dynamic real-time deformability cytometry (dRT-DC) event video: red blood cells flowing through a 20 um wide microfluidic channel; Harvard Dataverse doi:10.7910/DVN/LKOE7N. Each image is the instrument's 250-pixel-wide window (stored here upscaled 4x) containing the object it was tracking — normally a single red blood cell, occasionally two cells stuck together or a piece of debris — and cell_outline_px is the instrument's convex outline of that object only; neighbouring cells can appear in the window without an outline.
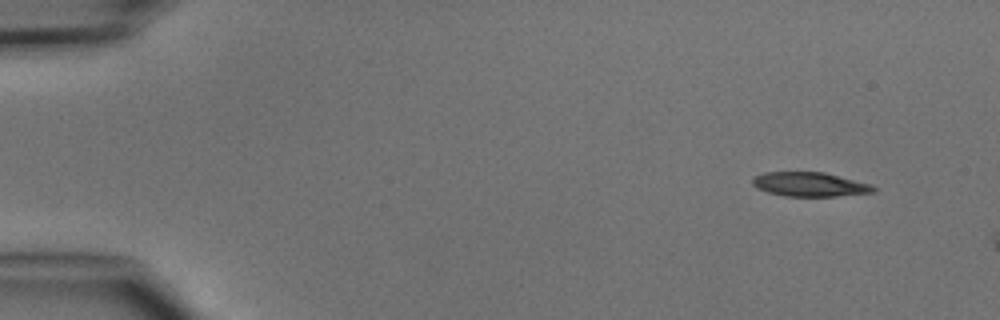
{"species": "common noctule bat (a hibernating species)", "species_latin": "Nyctalus noctula", "temperature_condition": "cold", "stored_images_in_passage": 2, "camera_frame_rate_fps": 3000, "um_per_image_px": 0.085, "animal": {"sex": "male", "body_mass_g": 15.6}, "frame": {"image": 1, "passage_image": 1, "time_ms": 0.0, "image_size_px": [1000, 320], "cell_outline_px": [[876, 192], [836, 196], [784, 196], [768, 192], [756, 188], [752, 184], [752, 176], [764, 172], [824, 172], [872, 184], [876, 188]], "centroid_in_image_um": [68.82, 15.67], "position_along_channel_um": 16.2, "area_um2": 17.22}}